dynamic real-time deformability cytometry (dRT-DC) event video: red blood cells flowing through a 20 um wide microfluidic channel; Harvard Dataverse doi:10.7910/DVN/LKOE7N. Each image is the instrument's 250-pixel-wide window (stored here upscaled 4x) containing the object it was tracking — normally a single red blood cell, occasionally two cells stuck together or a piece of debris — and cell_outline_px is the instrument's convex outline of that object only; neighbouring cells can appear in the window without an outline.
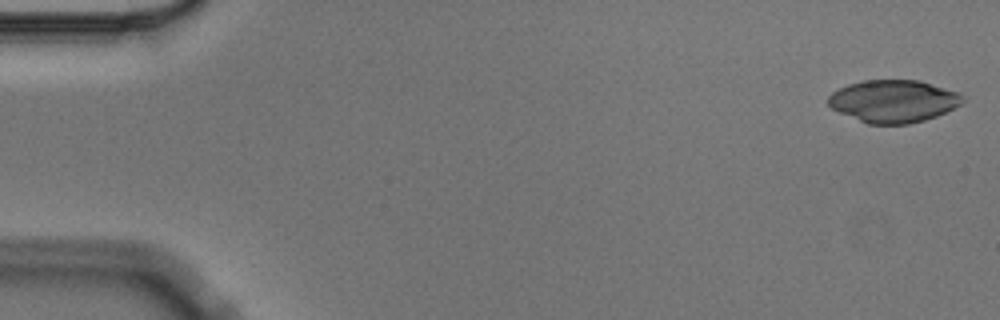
{"species": "Egyptian fruit bat (a non-hibernating species)", "species_latin": "Rousettus aegyptiacus", "temperature_condition": "cold", "stored_images_in_passage": 5, "camera_frame_rate_fps": 3000, "um_per_image_px": 0.085, "animal": {"sex": "male"}, "frame": {"image": 1, "passage_image": 1, "time_ms": 0.0, "image_size_px": [1000, 320], "cell_outline_px": [[964, 100], [960, 104], [936, 116], [924, 120], [908, 124], [868, 124], [840, 112], [832, 108], [828, 104], [828, 96], [832, 92], [848, 84], [864, 80], [920, 80], [960, 92], [964, 96]], "centroid_in_image_um": [75.95, 8.58], "position_along_channel_um": 9.0, "area_um2": 33.18}}